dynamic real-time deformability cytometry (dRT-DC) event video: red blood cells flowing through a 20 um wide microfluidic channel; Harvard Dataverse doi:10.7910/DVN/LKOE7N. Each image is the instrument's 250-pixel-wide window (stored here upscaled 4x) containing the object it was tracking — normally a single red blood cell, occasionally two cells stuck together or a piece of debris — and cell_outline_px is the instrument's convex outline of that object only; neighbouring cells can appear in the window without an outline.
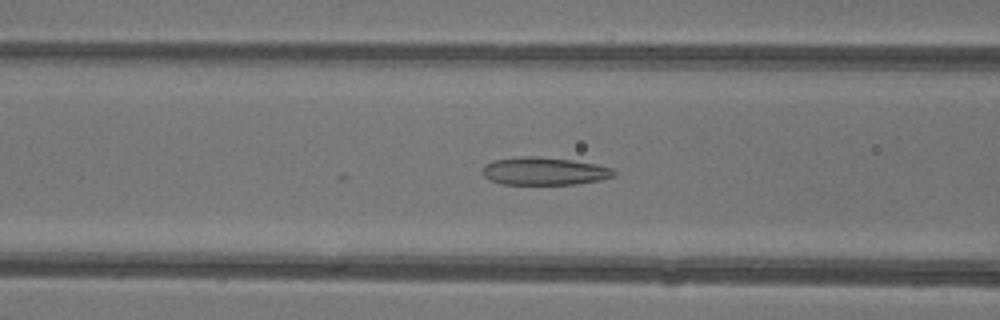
{"species": "common noctule bat (a hibernating species)", "species_latin": "Nyctalus noctula", "temperature_condition": "warm", "stored_images_in_passage": 47, "camera_frame_rate_fps": 3000, "um_per_image_px": 0.085, "animal": {"sex": "female"}, "frame": {"image": 1, "passage_image": 20, "time_ms": 6.333, "image_size_px": [1000, 320], "cell_outline_px": [[616, 176], [600, 180], [572, 184], [500, 184], [484, 176], [484, 164], [492, 160], [524, 156], [536, 156], [572, 160], [596, 164], [612, 168], [616, 172]], "centroid_in_image_um": [46.28, 14.54], "position_along_channel_um": 120.3, "area_um2": 21.21}}
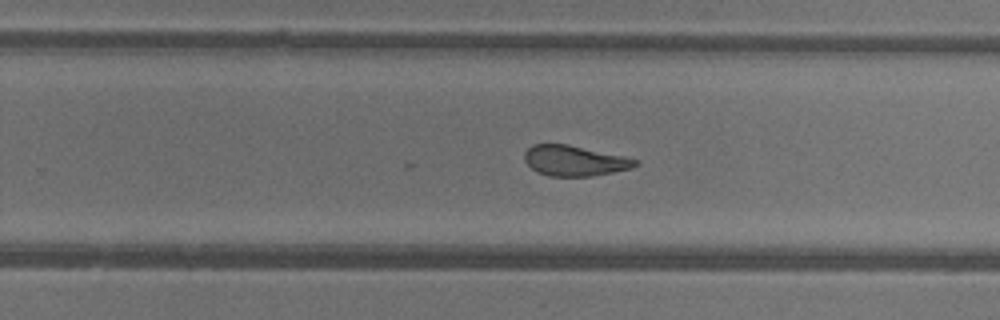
{"frame": {"image": 2, "passage_image": 31, "time_ms": 10.0, "image_size_px": [1000, 320], "cell_outline_px": [[640, 164], [632, 168], [592, 176], [548, 176], [536, 172], [524, 160], [524, 152], [532, 144], [568, 144], [624, 156], [636, 160]], "centroid_in_image_um": [48.81, 13.66], "position_along_channel_um": 281.0, "area_um2": 19.65}}
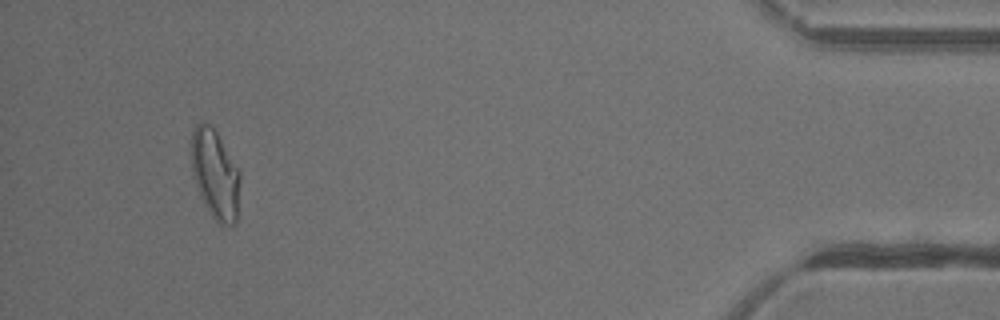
{"frame": {"image": 3, "passage_image": 45, "time_ms": 14.667, "image_size_px": [1000, 320], "cell_outline_px": [[240, 176], [236, 224], [220, 224], [212, 216], [204, 204], [200, 196], [192, 172], [192, 132], [196, 124], [200, 120], [208, 124], [216, 132], [240, 172]], "centroid_in_image_um": [18.28, 14.82], "position_along_channel_um": 416.9, "area_um2": 24.91}, "authors_computed_cell_mechanics": {"area_um2": 22.6576, "velocity_mm_per_s": 4.3842, "shape_relaxation_time_tau1_ms": null, "shape_relaxation_time_tau2_ms": 1.3071, "deformation_change_tau1": null, "deformation_change_tau2": 0.0756}}